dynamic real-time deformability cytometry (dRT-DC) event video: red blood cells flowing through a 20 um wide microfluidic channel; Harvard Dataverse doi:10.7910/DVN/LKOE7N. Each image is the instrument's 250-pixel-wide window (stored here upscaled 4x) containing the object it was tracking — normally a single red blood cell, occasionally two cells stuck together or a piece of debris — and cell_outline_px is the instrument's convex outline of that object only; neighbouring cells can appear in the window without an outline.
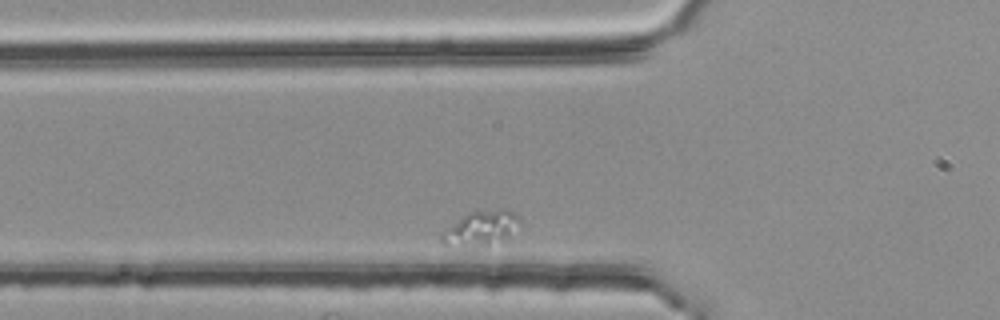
{"species": "common noctule bat (a hibernating species)", "species_latin": "Nyctalus noctula", "temperature_condition": "room temperature", "stored_images_in_passage": 39, "segment_of_instrument_passage": [2, 2], "camera_frame_rate_fps": 3000, "um_per_image_px": 0.085, "animal": {"sex": "female", "body_mass_g": 25.1}, "frame": {"image": 1, "passage_image": 10, "time_ms": 3.0, "image_size_px": [1000, 320], "cell_outline_px": [[520, 224], [508, 236], [488, 248], [484, 248], [444, 244], [440, 240], [440, 232], [464, 216], [472, 212], [500, 208], [508, 208], [520, 216]], "centroid_in_image_um": [40.91, 19.42], "position_along_channel_um": 84.9, "area_um2": 16.07}}
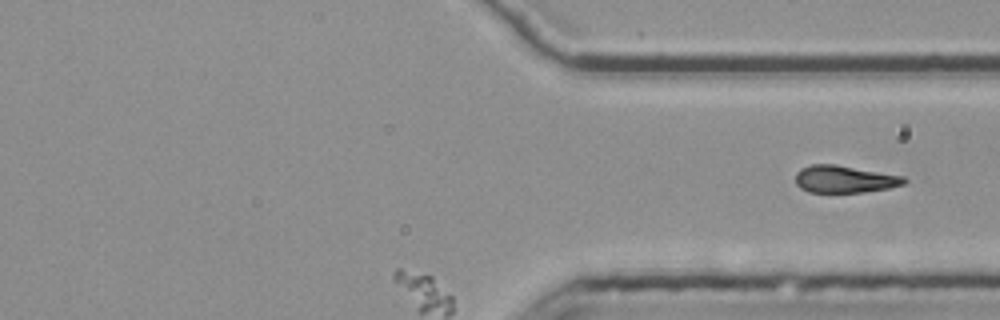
{"frame": {"image": 2, "passage_image": 39, "time_ms": 12.667, "image_size_px": [1000, 320], "cell_outline_px": [[908, 180], [904, 184], [888, 188], [864, 192], [808, 192], [800, 188], [796, 184], [796, 172], [800, 168], [812, 164], [836, 164], [904, 176]], "centroid_in_image_um": [71.77, 15.22], "position_along_channel_um": 339.6, "area_um2": 17.34}}